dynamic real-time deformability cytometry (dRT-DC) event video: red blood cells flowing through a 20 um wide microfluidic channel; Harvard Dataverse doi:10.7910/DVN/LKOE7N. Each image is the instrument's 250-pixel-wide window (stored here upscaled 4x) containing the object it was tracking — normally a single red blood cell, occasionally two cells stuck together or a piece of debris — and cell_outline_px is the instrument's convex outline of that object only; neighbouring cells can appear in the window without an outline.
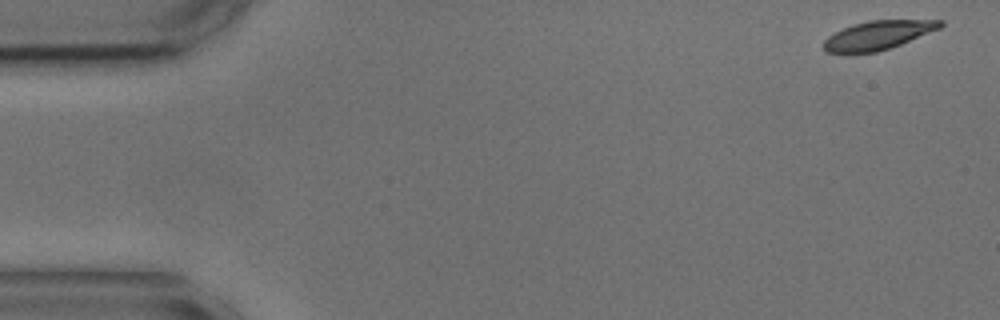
{"species": "common noctule bat (a hibernating species)", "species_latin": "Nyctalus noctula", "temperature_condition": "cold", "stored_images_in_passage": 50, "camera_frame_rate_fps": 3000, "um_per_image_px": 0.085, "animal": {"sex": "male", "body_mass_g": 17.9, "forearm_length_mm": 54.2}, "frame": {"image": 1, "passage_image": 1, "time_ms": 0.0, "image_size_px": [1000, 320], "cell_outline_px": [[944, 24], [940, 28], [900, 44], [876, 52], [824, 52], [824, 40], [828, 36], [852, 24], [868, 20], [944, 20]], "centroid_in_image_um": [74.63, 2.97], "position_along_channel_um": 10.4, "area_um2": 19.19}}
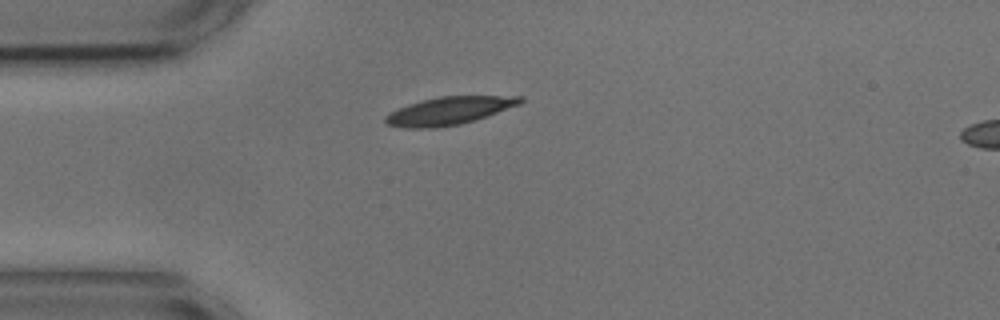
{"frame": {"image": 2, "passage_image": 13, "time_ms": 4.0, "image_size_px": [1000, 320], "cell_outline_px": [[524, 100], [520, 104], [488, 116], [460, 124], [436, 128], [404, 128], [388, 124], [384, 120], [384, 116], [396, 108], [408, 104], [440, 96], [524, 96]], "centroid_in_image_um": [38.17, 9.42], "position_along_channel_um": 46.8, "area_um2": 21.91}}
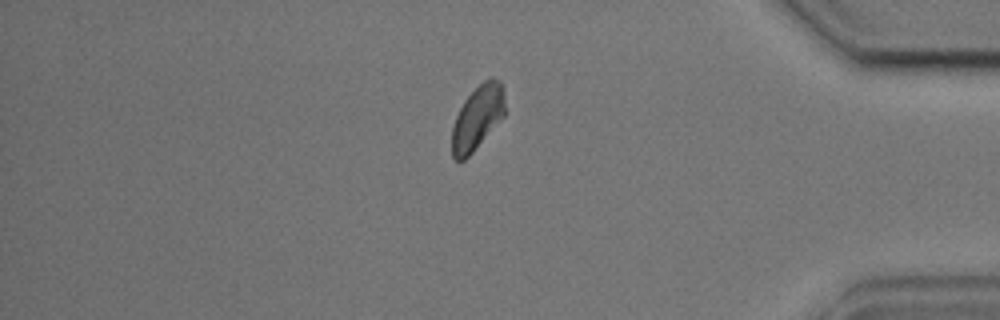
{"frame": {"image": 3, "passage_image": 46, "time_ms": 15.0, "image_size_px": [1000, 320], "cell_outline_px": [[504, 116], [472, 152], [464, 160], [456, 160], [452, 156], [452, 128], [456, 116], [464, 100], [484, 80], [492, 76], [500, 80], [504, 88]], "centroid_in_image_um": [40.59, 9.97], "position_along_channel_um": 394.6, "area_um2": 19.59}}